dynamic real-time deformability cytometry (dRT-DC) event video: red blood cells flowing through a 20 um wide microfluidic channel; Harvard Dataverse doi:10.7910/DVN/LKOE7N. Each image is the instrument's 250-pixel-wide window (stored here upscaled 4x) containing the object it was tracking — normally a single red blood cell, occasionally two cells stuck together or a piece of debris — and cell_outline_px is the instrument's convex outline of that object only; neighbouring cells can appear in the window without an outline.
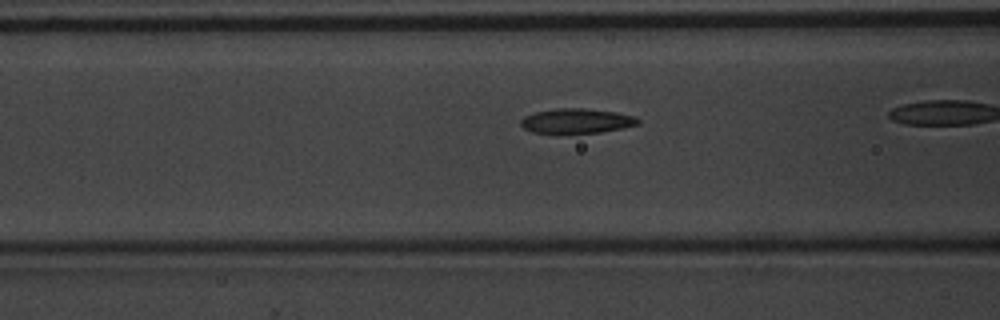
{"species": "common noctule bat (a hibernating species)", "species_latin": "Nyctalus noctula", "temperature_condition": "warm", "stored_images_in_passage": 31, "camera_frame_rate_fps": 3000, "um_per_image_px": 0.085, "animal": {"sex": "male", "body_mass_g": 20.1, "forearm_length_mm": 53.5}, "frame": {"image": 1, "passage_image": 10, "time_ms": 3.0, "image_size_px": [1000, 320], "cell_outline_px": [[640, 124], [600, 132], [560, 136], [556, 136], [532, 132], [524, 128], [520, 124], [520, 120], [524, 116], [536, 112], [560, 108], [584, 108], [616, 112], [632, 116], [640, 120]], "centroid_in_image_um": [48.94, 10.33], "position_along_channel_um": 117.7, "area_um2": 17.51}}